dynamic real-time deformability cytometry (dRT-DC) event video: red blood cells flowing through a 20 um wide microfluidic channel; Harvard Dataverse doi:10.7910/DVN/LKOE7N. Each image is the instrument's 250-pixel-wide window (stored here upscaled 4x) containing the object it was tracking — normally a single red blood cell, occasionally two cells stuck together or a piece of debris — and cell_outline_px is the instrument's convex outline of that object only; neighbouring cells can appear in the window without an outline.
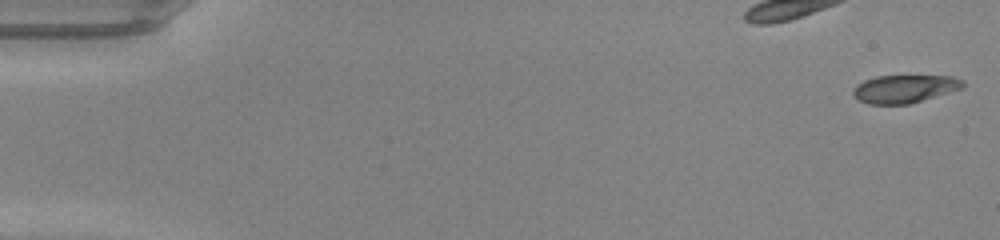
{"species": "common noctule bat (a hibernating species)", "species_latin": "Nyctalus noctula", "temperature_condition": "warm", "stored_images_in_passage": 48, "camera_frame_rate_fps": 3000, "um_per_image_px": 0.085, "animal": {"sex": "male", "body_mass_g": 20.0, "forearm_length_mm": 53.3}, "frame": {"image": 1, "passage_image": 1, "time_ms": 0.0, "image_size_px": [1000, 240], "cell_outline_px": [[964, 88], [908, 104], [868, 104], [856, 100], [852, 96], [852, 92], [856, 84], [864, 80], [876, 76], [952, 76], [964, 80]], "centroid_in_image_um": [76.85, 7.55], "position_along_channel_um": 8.1, "area_um2": 18.03}}
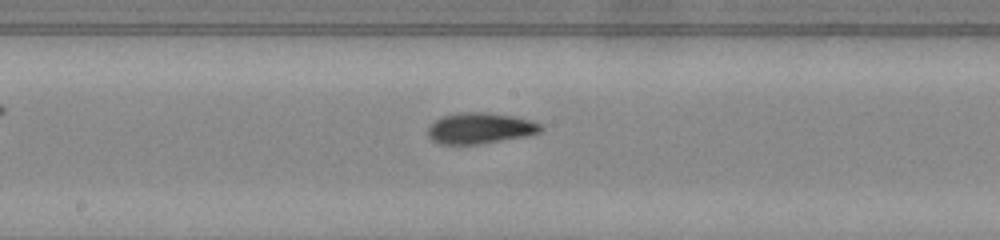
{"frame": {"image": 2, "passage_image": 26, "time_ms": 8.333, "image_size_px": [1000, 240], "cell_outline_px": [[544, 128], [540, 132], [528, 136], [480, 144], [440, 144], [432, 140], [428, 136], [428, 128], [436, 120], [444, 116], [460, 112], [488, 112], [516, 116], [532, 120], [544, 124]], "centroid_in_image_um": [40.88, 10.89], "position_along_channel_um": 207.3, "area_um2": 20.63}}
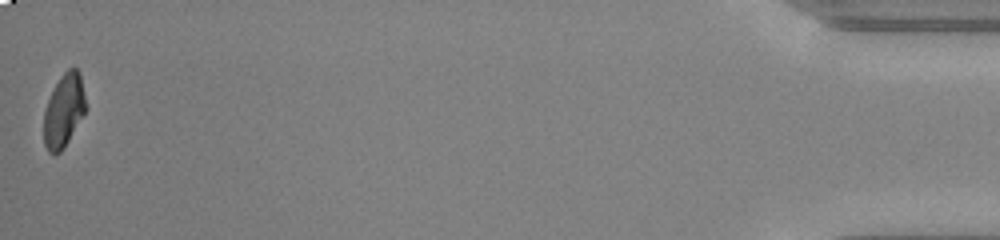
{"frame": {"image": 3, "passage_image": 48, "time_ms": 15.667, "image_size_px": [1000, 240], "cell_outline_px": [[88, 108], [64, 148], [60, 152], [48, 152], [44, 144], [44, 112], [48, 100], [60, 76], [68, 68], [76, 68], [80, 72]], "centroid_in_image_um": [5.46, 9.38], "position_along_channel_um": 429.7, "area_um2": 17.98}, "authors_computed_cell_mechanics": {"area_um2": 19.2763, "velocity_mm_per_s": 4.2902, "shape_relaxation_time_tau1_ms": 4.2888, "shape_relaxation_time_tau2_ms": 1.897, "deformation_change_tau1": 0.2018, "deformation_change_tau2": 0.0756}}